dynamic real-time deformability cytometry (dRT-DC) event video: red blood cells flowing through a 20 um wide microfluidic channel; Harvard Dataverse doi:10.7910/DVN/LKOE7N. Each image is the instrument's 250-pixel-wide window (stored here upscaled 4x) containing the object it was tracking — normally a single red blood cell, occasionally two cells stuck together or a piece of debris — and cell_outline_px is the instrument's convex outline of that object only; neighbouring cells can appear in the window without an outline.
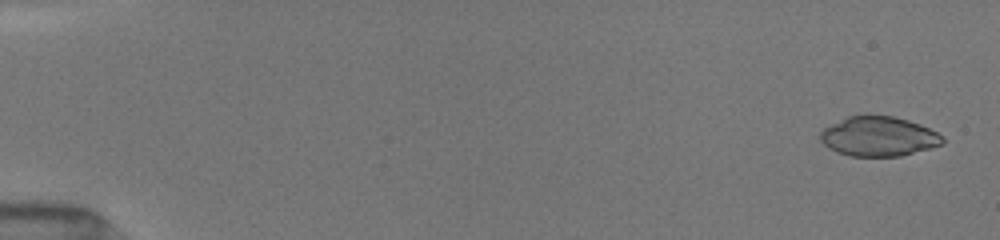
{"species": "common noctule bat (a hibernating species)", "species_latin": "Nyctalus noctula", "temperature_condition": "room temperature", "stored_images_in_passage": 12, "camera_frame_rate_fps": 3000, "um_per_image_px": 0.085, "animal": {"sex": "female", "body_mass_g": 19.5, "forearm_length_mm": 54.1}, "frame": {"image": 1, "passage_image": 2, "time_ms": 0.333, "image_size_px": [1000, 240], "cell_outline_px": [[944, 144], [932, 148], [900, 156], [852, 156], [836, 152], [828, 148], [820, 140], [820, 132], [824, 128], [848, 116], [868, 112], [892, 116], [908, 120], [920, 124], [944, 136]], "centroid_in_image_um": [74.68, 11.57], "position_along_channel_um": 10.3, "area_um2": 28.78}}
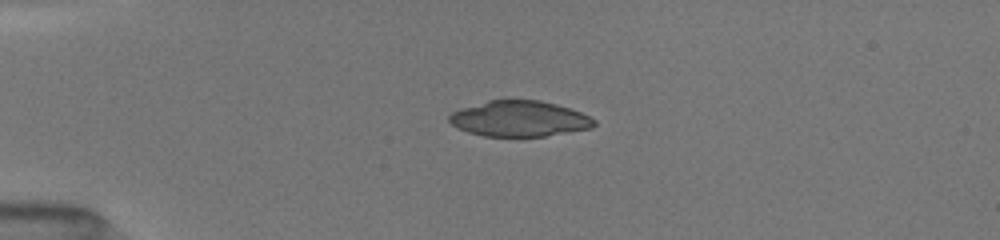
{"frame": {"image": 2, "passage_image": 8, "time_ms": 4.0, "image_size_px": [1000, 240], "cell_outline_px": [[596, 124], [592, 128], [544, 136], [484, 136], [468, 132], [452, 124], [448, 120], [448, 116], [452, 112], [460, 108], [488, 100], [540, 100], [556, 104], [580, 112], [596, 120]], "centroid_in_image_um": [44.13, 10.08], "position_along_channel_um": 40.9, "area_um2": 30.0}}